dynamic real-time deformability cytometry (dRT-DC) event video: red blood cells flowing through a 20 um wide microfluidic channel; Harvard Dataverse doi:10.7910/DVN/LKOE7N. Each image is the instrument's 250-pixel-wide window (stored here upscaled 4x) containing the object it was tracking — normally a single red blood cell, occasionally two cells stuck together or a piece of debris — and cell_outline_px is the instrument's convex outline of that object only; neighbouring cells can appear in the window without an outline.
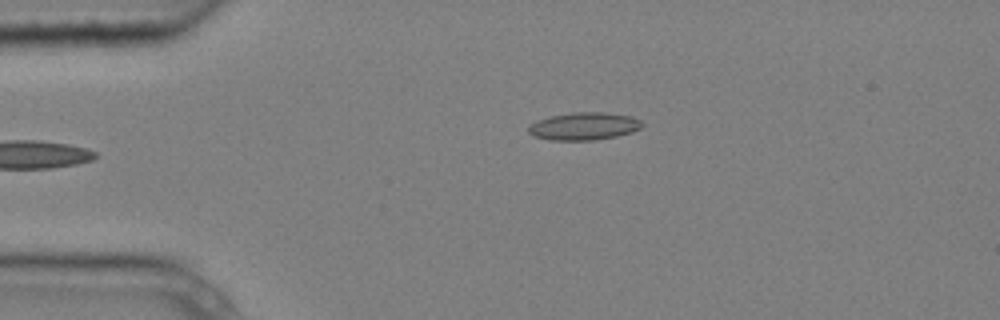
{"species": "common noctule bat (a hibernating species)", "species_latin": "Nyctalus noctula", "temperature_condition": "cold", "stored_images_in_passage": 5, "camera_frame_rate_fps": 3000, "um_per_image_px": 0.085, "animal": {"sex": "male", "body_mass_g": 20.4}, "frame": {"image": 1, "passage_image": 5, "time_ms": 1.333, "image_size_px": [1000, 320], "cell_outline_px": [[644, 124], [640, 128], [632, 132], [616, 136], [596, 140], [548, 140], [532, 136], [528, 132], [528, 128], [536, 120], [548, 116], [572, 112], [604, 112], [632, 116], [640, 120]], "centroid_in_image_um": [49.62, 10.72], "position_along_channel_um": 35.4, "area_um2": 18.5}}